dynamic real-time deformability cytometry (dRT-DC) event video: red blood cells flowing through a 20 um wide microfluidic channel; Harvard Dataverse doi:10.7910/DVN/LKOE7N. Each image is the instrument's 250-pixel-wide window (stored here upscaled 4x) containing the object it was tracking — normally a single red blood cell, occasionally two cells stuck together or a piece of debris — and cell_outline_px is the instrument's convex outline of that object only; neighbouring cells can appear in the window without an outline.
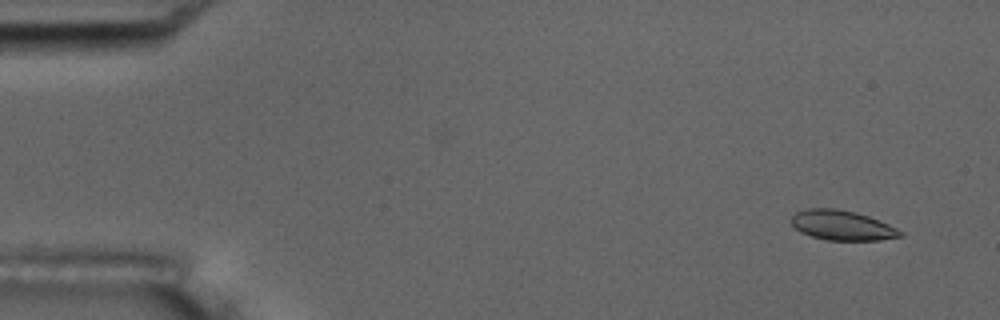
{"species": "common noctule bat (a hibernating species)", "species_latin": "Nyctalus noctula", "temperature_condition": "room temperature", "stored_images_in_passage": 7, "camera_frame_rate_fps": 3000, "um_per_image_px": 0.085, "animal": {"sex": "male", "body_mass_g": 17.5, "forearm_length_mm": 52.3}, "frame": {"image": 1, "passage_image": 2, "time_ms": 1.0, "image_size_px": [1000, 320], "cell_outline_px": [[904, 236], [880, 240], [828, 240], [812, 236], [800, 232], [792, 224], [792, 216], [796, 212], [808, 208], [832, 208], [856, 212], [868, 216], [888, 224], [904, 232]], "centroid_in_image_um": [71.6, 19.15], "position_along_channel_um": 13.4, "area_um2": 18.84}}